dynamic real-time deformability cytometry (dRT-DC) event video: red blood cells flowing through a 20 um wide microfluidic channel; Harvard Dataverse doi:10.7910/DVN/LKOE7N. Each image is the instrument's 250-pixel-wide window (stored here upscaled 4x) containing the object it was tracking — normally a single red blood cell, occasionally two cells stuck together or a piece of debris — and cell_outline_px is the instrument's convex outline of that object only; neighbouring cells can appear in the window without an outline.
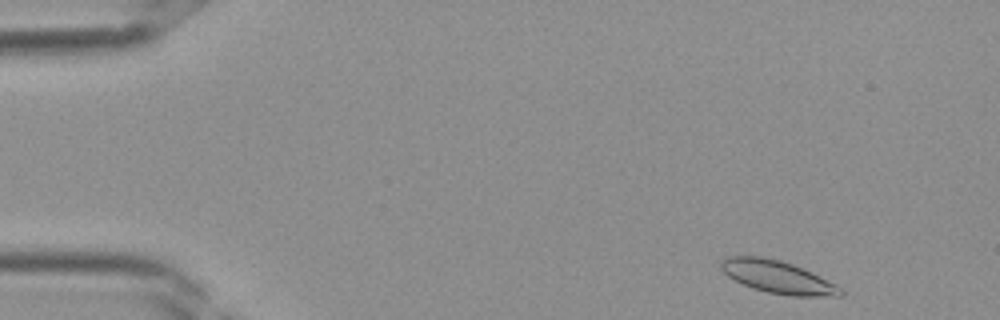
{"species": "Egyptian fruit bat (a non-hibernating species)", "species_latin": "Rousettus aegyptiacus", "temperature_condition": "room temperature", "stored_images_in_passage": 38, "segment_of_instrument_passage": [1, 2], "camera_frame_rate_fps": 3000, "um_per_image_px": 0.085, "frame": {"image": 1, "passage_image": 2, "time_ms": 0.333, "image_size_px": [1000, 320], "cell_outline_px": [[844, 296], [792, 296], [768, 292], [752, 288], [728, 276], [720, 268], [720, 260], [728, 256], [764, 256], [780, 260], [792, 264], [812, 272], [844, 288]], "centroid_in_image_um": [66.13, 23.54], "position_along_channel_um": 18.9, "area_um2": 22.83}}
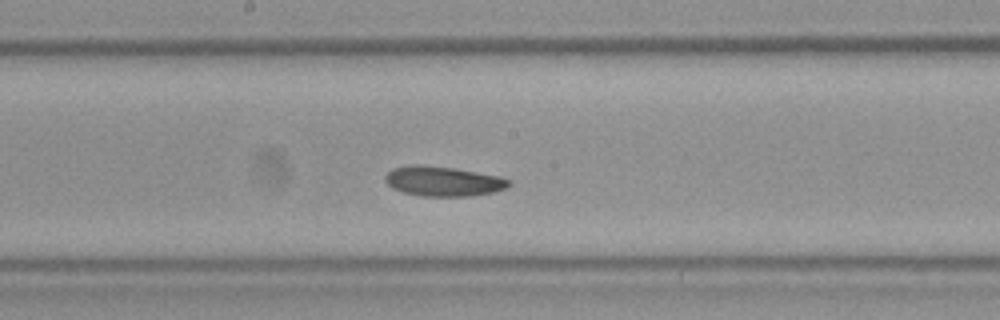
{"frame": {"image": 2, "passage_image": 19, "time_ms": 6.0, "image_size_px": [1000, 320], "cell_outline_px": [[512, 184], [508, 188], [492, 192], [468, 196], [424, 196], [404, 192], [392, 188], [384, 180], [384, 176], [392, 168], [412, 164], [420, 164], [456, 168], [500, 176], [512, 180]], "centroid_in_image_um": [37.69, 15.39], "position_along_channel_um": 210.5, "area_um2": 21.73}}
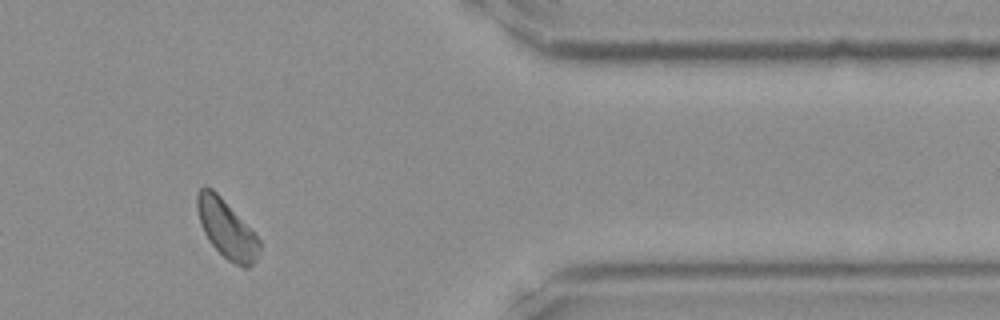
{"frame": {"image": 3, "passage_image": 31, "time_ms": 10.0, "image_size_px": [1000, 320], "cell_outline_px": [[260, 248], [256, 260], [248, 268], [244, 268], [228, 260], [208, 240], [200, 224], [196, 208], [196, 196], [200, 188], [204, 184], [212, 188], [220, 196], [260, 240]], "centroid_in_image_um": [19.22, 19.45], "position_along_channel_um": 392.2, "area_um2": 20.87}}